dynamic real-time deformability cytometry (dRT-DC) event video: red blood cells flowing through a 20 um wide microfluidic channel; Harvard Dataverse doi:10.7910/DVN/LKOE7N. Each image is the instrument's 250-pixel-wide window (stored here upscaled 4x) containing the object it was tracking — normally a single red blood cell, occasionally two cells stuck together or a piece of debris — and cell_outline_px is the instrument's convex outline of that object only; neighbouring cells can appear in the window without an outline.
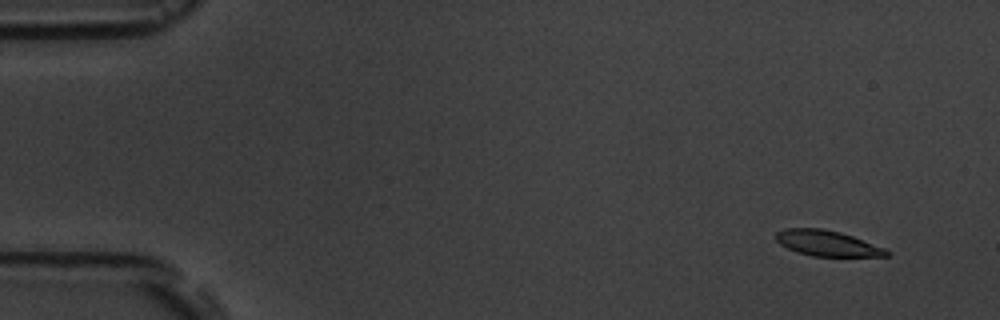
{"species": "common noctule bat (a hibernating species)", "species_latin": "Nyctalus noctula", "temperature_condition": "room temperature", "stored_images_in_passage": 5, "camera_frame_rate_fps": 3000, "um_per_image_px": 0.085, "animal": {"sex": "male", "body_mass_g": 19.5, "forearm_length_mm": 54.6}, "frame": {"image": 1, "passage_image": 1, "time_ms": 0.0, "image_size_px": [1000, 320], "cell_outline_px": [[892, 256], [812, 256], [796, 252], [780, 244], [776, 240], [776, 232], [784, 228], [824, 228], [840, 232], [852, 236], [884, 248], [892, 252]], "centroid_in_image_um": [70.31, 20.68], "position_along_channel_um": 14.7, "area_um2": 16.53}}
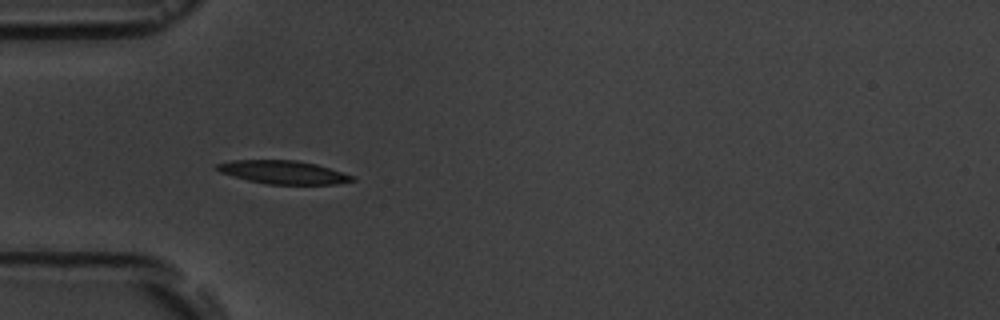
{"frame": {"image": 2, "passage_image": 4, "time_ms": 4.333, "image_size_px": [1000, 320], "cell_outline_px": [[356, 180], [336, 184], [268, 184], [248, 180], [220, 172], [216, 168], [216, 164], [232, 160], [296, 160], [316, 164], [356, 176]], "centroid_in_image_um": [24.12, 14.64], "position_along_channel_um": 60.9, "area_um2": 18.26}}
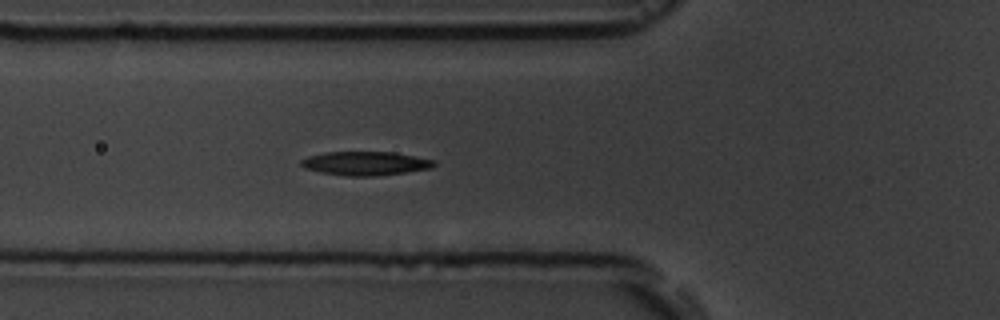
{"frame": {"image": 3, "passage_image": 5, "time_ms": 5.333, "image_size_px": [1000, 320], "cell_outline_px": [[436, 164], [432, 168], [376, 176], [348, 176], [320, 172], [304, 168], [300, 164], [300, 160], [308, 156], [324, 152], [392, 152], [436, 160]], "centroid_in_image_um": [31.04, 13.88], "position_along_channel_um": 94.8, "area_um2": 18.44}}